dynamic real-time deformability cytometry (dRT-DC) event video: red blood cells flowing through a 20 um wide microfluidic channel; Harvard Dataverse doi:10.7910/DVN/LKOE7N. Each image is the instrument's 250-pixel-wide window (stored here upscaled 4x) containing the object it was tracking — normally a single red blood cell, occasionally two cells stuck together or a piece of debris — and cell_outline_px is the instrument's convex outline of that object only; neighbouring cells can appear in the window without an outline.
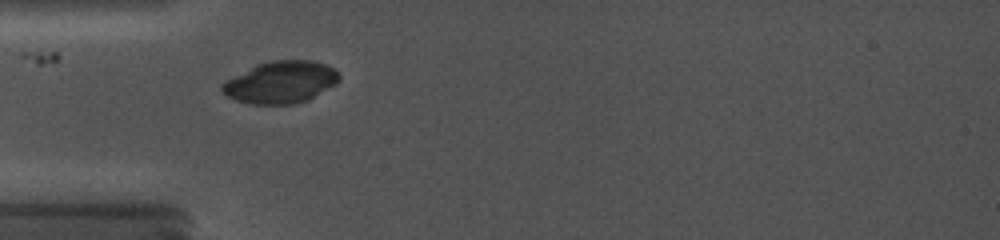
{"species": "common noctule bat (a hibernating species)", "species_latin": "Nyctalus noctula", "temperature_condition": "cold", "stored_images_in_passage": 29, "camera_frame_rate_fps": 5000, "um_per_image_px": 0.085, "animal": {"sex": "female", "body_mass_g": 19.0, "forearm_length_mm": 56.7}, "frame": {"image": 1, "passage_image": 7, "time_ms": 4.2, "image_size_px": [1000, 240], "cell_outline_px": [[340, 76], [336, 84], [308, 100], [292, 104], [252, 104], [236, 100], [228, 96], [220, 88], [220, 84], [260, 64], [272, 60], [312, 60], [324, 64], [332, 68]], "centroid_in_image_um": [23.89, 7.0], "position_along_channel_um": 61.1, "area_um2": 28.09}}
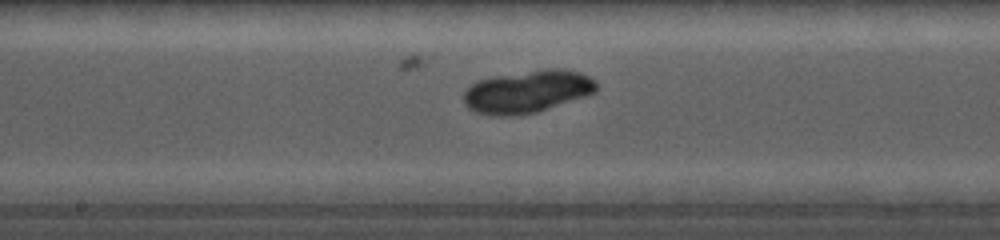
{"frame": {"image": 2, "passage_image": 15, "time_ms": 8.0, "image_size_px": [1000, 240], "cell_outline_px": [[596, 92], [536, 112], [520, 116], [492, 116], [476, 112], [468, 108], [464, 104], [464, 92], [472, 84], [480, 80], [500, 76], [556, 68], [560, 68], [580, 72], [596, 80]], "centroid_in_image_um": [44.82, 7.81], "position_along_channel_um": 203.4, "area_um2": 32.37}}
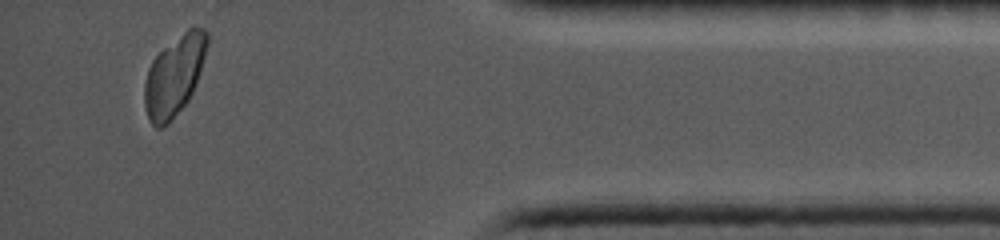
{"frame": {"image": 3, "passage_image": 28, "time_ms": 14.4, "image_size_px": [1000, 240], "cell_outline_px": [[208, 44], [200, 72], [192, 92], [188, 100], [168, 124], [160, 128], [156, 128], [148, 120], [144, 104], [144, 84], [148, 68], [152, 60], [164, 48], [188, 28], [204, 28], [208, 32]], "centroid_in_image_um": [14.8, 6.45], "position_along_channel_um": 420.4, "area_um2": 29.02}}